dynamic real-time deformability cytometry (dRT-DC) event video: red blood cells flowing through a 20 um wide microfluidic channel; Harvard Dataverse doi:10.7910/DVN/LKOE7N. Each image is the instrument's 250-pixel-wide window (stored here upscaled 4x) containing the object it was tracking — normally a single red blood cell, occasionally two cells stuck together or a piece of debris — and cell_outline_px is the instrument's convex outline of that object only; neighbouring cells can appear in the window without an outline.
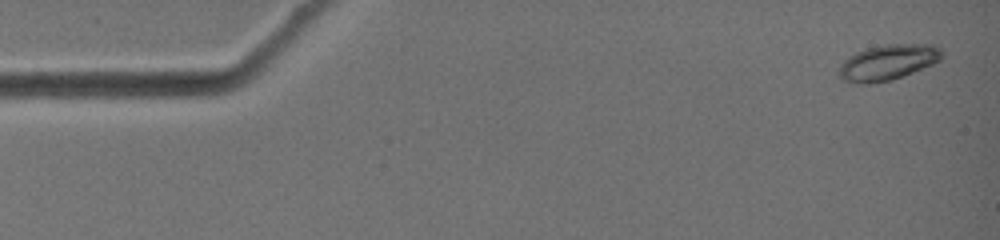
{"species": "common noctule bat (a hibernating species)", "species_latin": "Nyctalus noctula", "temperature_condition": "warm", "stored_images_in_passage": 9, "camera_frame_rate_fps": 3000, "um_per_image_px": 0.085, "animal": {"sex": "female", "body_mass_g": 19.0, "forearm_length_mm": 51.5}, "frame": {"image": 1, "passage_image": 2, "time_ms": 0.333, "image_size_px": [1000, 240], "cell_outline_px": [[944, 56], [940, 60], [932, 64], [892, 80], [868, 84], [852, 84], [844, 80], [836, 72], [840, 64], [844, 60], [856, 52], [868, 48], [888, 44], [928, 44], [940, 48], [944, 52]], "centroid_in_image_um": [75.44, 5.31], "position_along_channel_um": 9.6, "area_um2": 21.39}}